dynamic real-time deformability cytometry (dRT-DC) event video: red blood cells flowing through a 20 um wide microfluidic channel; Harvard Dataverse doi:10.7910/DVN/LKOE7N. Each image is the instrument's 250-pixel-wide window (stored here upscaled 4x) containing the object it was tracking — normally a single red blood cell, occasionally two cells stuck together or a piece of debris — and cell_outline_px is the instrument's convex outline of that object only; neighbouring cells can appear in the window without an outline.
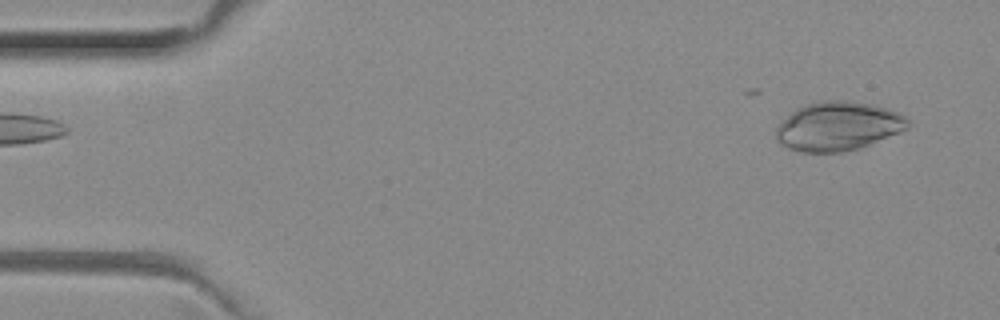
{"species": "common noctule bat (a hibernating species)", "species_latin": "Nyctalus noctula", "temperature_condition": "room temperature", "stored_images_in_passage": 10, "camera_frame_rate_fps": 3000, "um_per_image_px": 0.085, "animal": {"sex": "female", "body_mass_g": 29.2, "forearm_length_mm": 56.3}, "frame": {"image": 1, "passage_image": 1, "time_ms": 0.0, "image_size_px": [1000, 320], "cell_outline_px": [[908, 128], [900, 132], [860, 148], [844, 152], [800, 152], [788, 148], [776, 140], [776, 128], [796, 108], [804, 104], [820, 100], [844, 100], [872, 104], [896, 112], [904, 116], [908, 120]], "centroid_in_image_um": [71.22, 10.73], "position_along_channel_um": 13.8, "area_um2": 37.45}}